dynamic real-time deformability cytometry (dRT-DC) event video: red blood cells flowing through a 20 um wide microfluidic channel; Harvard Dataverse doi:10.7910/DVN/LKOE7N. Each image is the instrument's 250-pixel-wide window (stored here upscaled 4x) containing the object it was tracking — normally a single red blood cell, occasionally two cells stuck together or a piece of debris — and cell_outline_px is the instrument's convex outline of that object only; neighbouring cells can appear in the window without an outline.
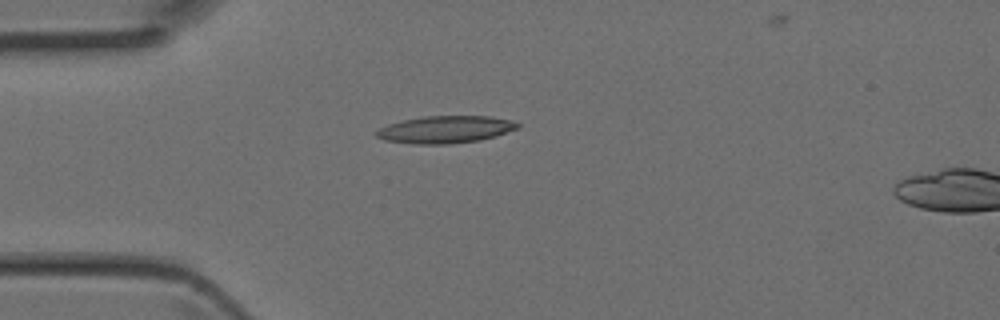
{"species": "Egyptian fruit bat (a non-hibernating species)", "species_latin": "Rousettus aegyptiacus", "temperature_condition": "room temperature", "stored_images_in_passage": 2, "camera_frame_rate_fps": 3000, "um_per_image_px": 0.085, "animal": {"sex": "female"}, "frame": {"image": 1, "passage_image": 1, "time_ms": 0.0, "image_size_px": [1000, 320], "cell_outline_px": [[520, 128], [496, 136], [480, 140], [448, 144], [416, 144], [384, 140], [376, 136], [376, 132], [380, 128], [388, 124], [404, 120], [424, 116], [488, 116], [508, 120], [520, 124]], "centroid_in_image_um": [37.87, 11.01], "position_along_channel_um": 47.1, "area_um2": 22.31}}